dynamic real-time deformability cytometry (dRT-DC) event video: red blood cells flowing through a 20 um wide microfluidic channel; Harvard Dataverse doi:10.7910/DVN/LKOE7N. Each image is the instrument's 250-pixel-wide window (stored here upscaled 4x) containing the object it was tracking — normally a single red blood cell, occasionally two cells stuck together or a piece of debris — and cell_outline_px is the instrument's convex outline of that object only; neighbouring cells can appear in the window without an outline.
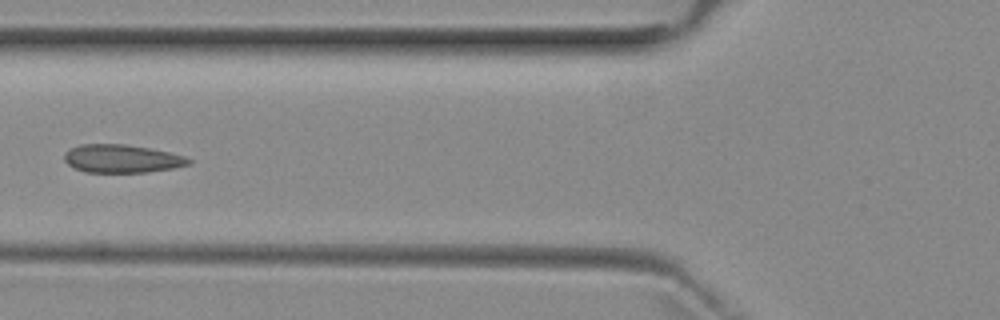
{"species": "common noctule bat (a hibernating species)", "species_latin": "Nyctalus noctula", "temperature_condition": "room temperature", "stored_images_in_passage": 6, "camera_frame_rate_fps": 3000, "um_per_image_px": 0.085, "animal": {"sex": "female", "body_mass_g": 29.2, "forearm_length_mm": 56.3}, "frame": {"image": 1, "passage_image": 6, "time_ms": 6.0, "image_size_px": [1000, 320], "cell_outline_px": [[192, 164], [172, 168], [148, 172], [84, 172], [68, 164], [64, 160], [64, 152], [80, 144], [124, 144], [148, 148], [168, 152], [184, 156], [192, 160]], "centroid_in_image_um": [10.35, 13.49], "position_along_channel_um": 115.4, "area_um2": 20.29}}